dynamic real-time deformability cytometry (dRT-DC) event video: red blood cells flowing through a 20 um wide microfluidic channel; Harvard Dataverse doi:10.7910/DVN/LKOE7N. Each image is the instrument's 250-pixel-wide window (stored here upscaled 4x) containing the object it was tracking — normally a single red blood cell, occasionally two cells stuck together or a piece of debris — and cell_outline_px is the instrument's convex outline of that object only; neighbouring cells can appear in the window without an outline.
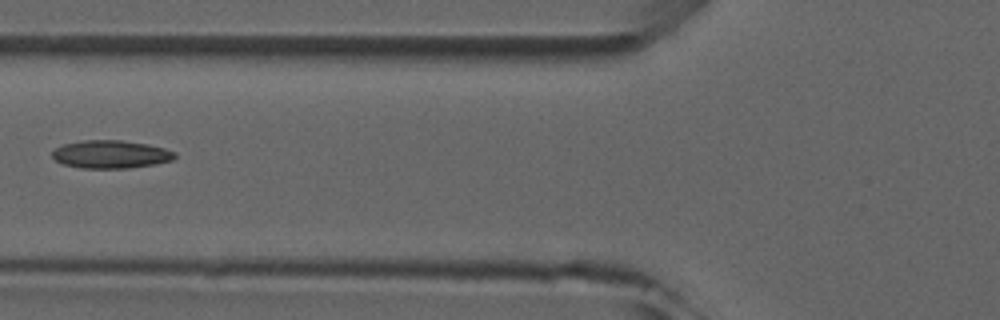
{"species": "common noctule bat (a hibernating species)", "species_latin": "Nyctalus noctula", "temperature_condition": "room temperature", "stored_images_in_passage": 7, "camera_frame_rate_fps": 3000, "um_per_image_px": 0.085, "animal": {"sex": "male", "forearm_length_mm": 52.5}, "frame": {"image": 1, "passage_image": 6, "time_ms": 6.0, "image_size_px": [1000, 320], "cell_outline_px": [[176, 156], [172, 160], [156, 164], [128, 168], [80, 168], [64, 164], [56, 160], [52, 156], [52, 152], [56, 148], [64, 144], [84, 140], [120, 140], [148, 144], [164, 148], [176, 152]], "centroid_in_image_um": [9.44, 13.12], "position_along_channel_um": 116.4, "area_um2": 19.94}}
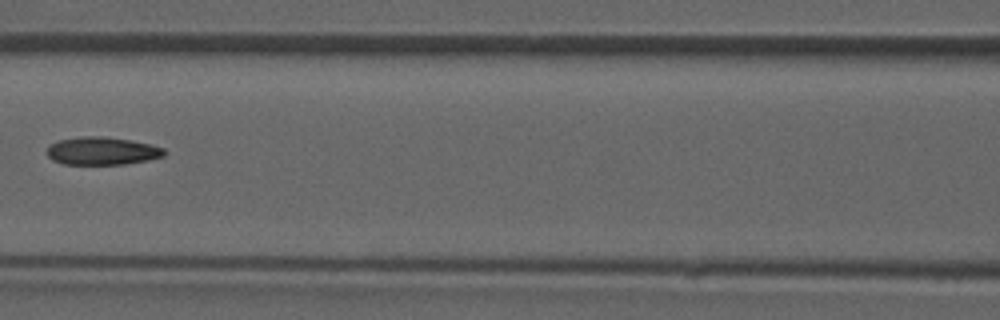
{"frame": {"image": 2, "passage_image": 7, "time_ms": 7.0, "image_size_px": [1000, 320], "cell_outline_px": [[168, 152], [164, 156], [148, 160], [124, 164], [64, 164], [52, 160], [48, 156], [48, 144], [56, 140], [84, 136], [104, 136], [152, 144], [164, 148]], "centroid_in_image_um": [8.68, 12.82], "position_along_channel_um": 157.9, "area_um2": 19.19}}